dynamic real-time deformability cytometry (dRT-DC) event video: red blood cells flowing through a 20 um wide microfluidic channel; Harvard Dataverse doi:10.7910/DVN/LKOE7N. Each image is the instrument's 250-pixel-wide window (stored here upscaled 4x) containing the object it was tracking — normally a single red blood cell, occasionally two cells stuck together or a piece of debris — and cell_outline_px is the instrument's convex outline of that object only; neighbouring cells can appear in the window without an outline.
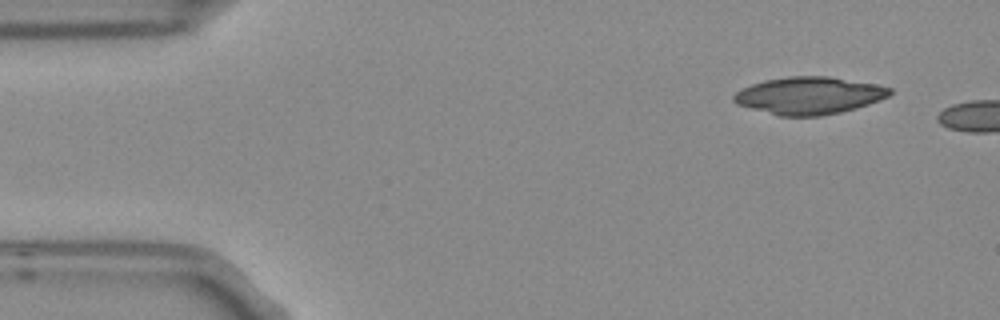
{"species": "Egyptian fruit bat (a non-hibernating species)", "species_latin": "Rousettus aegyptiacus", "temperature_condition": "room temperature", "stored_images_in_passage": 5, "segment_of_instrument_passage": [2, 2], "camera_frame_rate_fps": 3000, "um_per_image_px": 0.085, "frame": {"image": 1, "passage_image": 5, "time_ms": 1.333, "image_size_px": [1000, 320], "cell_outline_px": [[892, 92], [888, 96], [880, 100], [856, 108], [840, 112], [820, 116], [780, 116], [736, 104], [732, 100], [732, 96], [736, 92], [752, 84], [764, 80], [788, 76], [828, 76], [876, 84], [892, 88]], "centroid_in_image_um": [68.77, 8.12], "position_along_channel_um": 16.2, "area_um2": 33.87}}